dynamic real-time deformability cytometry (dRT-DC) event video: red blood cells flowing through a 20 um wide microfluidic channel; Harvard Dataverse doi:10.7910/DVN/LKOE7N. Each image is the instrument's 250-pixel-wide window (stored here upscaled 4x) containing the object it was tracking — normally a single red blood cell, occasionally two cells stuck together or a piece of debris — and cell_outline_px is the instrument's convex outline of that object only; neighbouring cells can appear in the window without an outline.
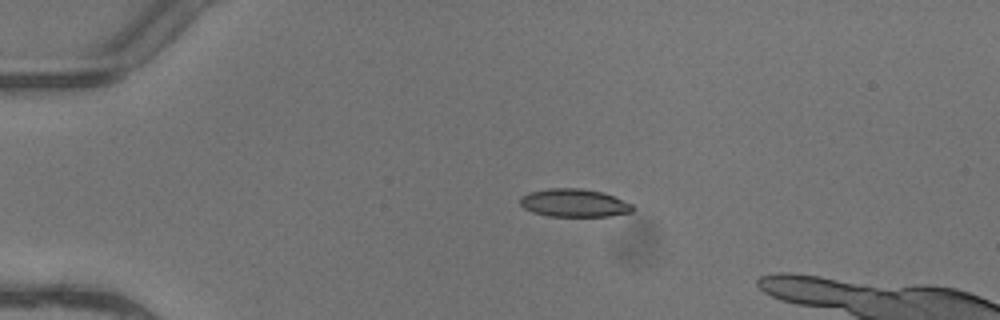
{"species": "common noctule bat (a hibernating species)", "species_latin": "Nyctalus noctula", "temperature_condition": "warm", "stored_images_in_passage": 3, "camera_frame_rate_fps": 3000, "um_per_image_px": 0.085, "animal": {"sex": "female"}, "frame": {"image": 1, "passage_image": 1, "time_ms": 0.0, "image_size_px": [1000, 320], "cell_outline_px": [[632, 212], [612, 216], [548, 216], [532, 212], [524, 208], [520, 204], [520, 196], [528, 192], [548, 188], [580, 188], [600, 192], [612, 196], [632, 204]], "centroid_in_image_um": [48.75, 17.25], "position_along_channel_um": 36.3, "area_um2": 18.32}}